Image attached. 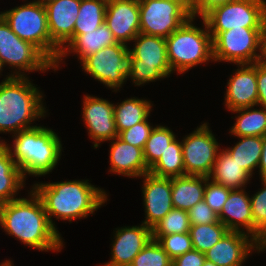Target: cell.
<instances>
[{
    "label": "cell",
    "mask_w": 266,
    "mask_h": 266,
    "mask_svg": "<svg viewBox=\"0 0 266 266\" xmlns=\"http://www.w3.org/2000/svg\"><path fill=\"white\" fill-rule=\"evenodd\" d=\"M29 198L0 205V226L10 236L39 251L60 252L64 246L59 230L50 223L41 198L33 189Z\"/></svg>",
    "instance_id": "cell-1"
},
{
    "label": "cell",
    "mask_w": 266,
    "mask_h": 266,
    "mask_svg": "<svg viewBox=\"0 0 266 266\" xmlns=\"http://www.w3.org/2000/svg\"><path fill=\"white\" fill-rule=\"evenodd\" d=\"M89 180H69L53 183H35L32 189L41 198L51 225L52 218L72 220L87 218L107 202L106 192Z\"/></svg>",
    "instance_id": "cell-2"
},
{
    "label": "cell",
    "mask_w": 266,
    "mask_h": 266,
    "mask_svg": "<svg viewBox=\"0 0 266 266\" xmlns=\"http://www.w3.org/2000/svg\"><path fill=\"white\" fill-rule=\"evenodd\" d=\"M43 95L28 77L8 74L0 83V133L15 134L37 126L30 124L47 113Z\"/></svg>",
    "instance_id": "cell-3"
},
{
    "label": "cell",
    "mask_w": 266,
    "mask_h": 266,
    "mask_svg": "<svg viewBox=\"0 0 266 266\" xmlns=\"http://www.w3.org/2000/svg\"><path fill=\"white\" fill-rule=\"evenodd\" d=\"M12 137V148L2 139L0 143L10 151L25 180L27 175L39 177L49 174L60 161L62 142L52 129L35 126L15 133Z\"/></svg>",
    "instance_id": "cell-4"
},
{
    "label": "cell",
    "mask_w": 266,
    "mask_h": 266,
    "mask_svg": "<svg viewBox=\"0 0 266 266\" xmlns=\"http://www.w3.org/2000/svg\"><path fill=\"white\" fill-rule=\"evenodd\" d=\"M194 20L195 17L191 16L166 38L167 58L172 72L182 74L198 64L214 61L208 26L203 18L205 28L194 26Z\"/></svg>",
    "instance_id": "cell-5"
},
{
    "label": "cell",
    "mask_w": 266,
    "mask_h": 266,
    "mask_svg": "<svg viewBox=\"0 0 266 266\" xmlns=\"http://www.w3.org/2000/svg\"><path fill=\"white\" fill-rule=\"evenodd\" d=\"M0 15L20 39L32 43L53 64L56 63L60 50L52 43L44 5L34 0L0 12Z\"/></svg>",
    "instance_id": "cell-6"
},
{
    "label": "cell",
    "mask_w": 266,
    "mask_h": 266,
    "mask_svg": "<svg viewBox=\"0 0 266 266\" xmlns=\"http://www.w3.org/2000/svg\"><path fill=\"white\" fill-rule=\"evenodd\" d=\"M129 47L133 55L132 70L129 78L134 85L140 86L170 76L171 67L167 58L166 39L139 33Z\"/></svg>",
    "instance_id": "cell-7"
},
{
    "label": "cell",
    "mask_w": 266,
    "mask_h": 266,
    "mask_svg": "<svg viewBox=\"0 0 266 266\" xmlns=\"http://www.w3.org/2000/svg\"><path fill=\"white\" fill-rule=\"evenodd\" d=\"M132 61L129 46L118 42L90 55L81 64L85 73L117 92L131 74Z\"/></svg>",
    "instance_id": "cell-8"
},
{
    "label": "cell",
    "mask_w": 266,
    "mask_h": 266,
    "mask_svg": "<svg viewBox=\"0 0 266 266\" xmlns=\"http://www.w3.org/2000/svg\"><path fill=\"white\" fill-rule=\"evenodd\" d=\"M0 61L3 67L8 65L9 69H15L10 74L15 77L27 76L25 71L46 72L48 69H54V64L32 43L20 39L1 15Z\"/></svg>",
    "instance_id": "cell-9"
},
{
    "label": "cell",
    "mask_w": 266,
    "mask_h": 266,
    "mask_svg": "<svg viewBox=\"0 0 266 266\" xmlns=\"http://www.w3.org/2000/svg\"><path fill=\"white\" fill-rule=\"evenodd\" d=\"M140 33L167 38L191 15L185 0H139Z\"/></svg>",
    "instance_id": "cell-10"
},
{
    "label": "cell",
    "mask_w": 266,
    "mask_h": 266,
    "mask_svg": "<svg viewBox=\"0 0 266 266\" xmlns=\"http://www.w3.org/2000/svg\"><path fill=\"white\" fill-rule=\"evenodd\" d=\"M215 62L253 64L259 55L260 28H232L210 33Z\"/></svg>",
    "instance_id": "cell-11"
},
{
    "label": "cell",
    "mask_w": 266,
    "mask_h": 266,
    "mask_svg": "<svg viewBox=\"0 0 266 266\" xmlns=\"http://www.w3.org/2000/svg\"><path fill=\"white\" fill-rule=\"evenodd\" d=\"M266 15V0H238L209 11L205 20L209 33H221L232 28H261Z\"/></svg>",
    "instance_id": "cell-12"
},
{
    "label": "cell",
    "mask_w": 266,
    "mask_h": 266,
    "mask_svg": "<svg viewBox=\"0 0 266 266\" xmlns=\"http://www.w3.org/2000/svg\"><path fill=\"white\" fill-rule=\"evenodd\" d=\"M185 175L209 177L220 145L205 122L181 141Z\"/></svg>",
    "instance_id": "cell-13"
},
{
    "label": "cell",
    "mask_w": 266,
    "mask_h": 266,
    "mask_svg": "<svg viewBox=\"0 0 266 266\" xmlns=\"http://www.w3.org/2000/svg\"><path fill=\"white\" fill-rule=\"evenodd\" d=\"M252 250L265 251L266 240L257 241L247 233L228 231L204 254L206 260L217 266H242Z\"/></svg>",
    "instance_id": "cell-14"
},
{
    "label": "cell",
    "mask_w": 266,
    "mask_h": 266,
    "mask_svg": "<svg viewBox=\"0 0 266 266\" xmlns=\"http://www.w3.org/2000/svg\"><path fill=\"white\" fill-rule=\"evenodd\" d=\"M82 117L88 134L93 139L94 148L101 142L118 137L115 126L114 103L106 99L84 95Z\"/></svg>",
    "instance_id": "cell-15"
},
{
    "label": "cell",
    "mask_w": 266,
    "mask_h": 266,
    "mask_svg": "<svg viewBox=\"0 0 266 266\" xmlns=\"http://www.w3.org/2000/svg\"><path fill=\"white\" fill-rule=\"evenodd\" d=\"M143 178V204L147 227L153 228L168 212L172 210V178L157 177L150 173Z\"/></svg>",
    "instance_id": "cell-16"
},
{
    "label": "cell",
    "mask_w": 266,
    "mask_h": 266,
    "mask_svg": "<svg viewBox=\"0 0 266 266\" xmlns=\"http://www.w3.org/2000/svg\"><path fill=\"white\" fill-rule=\"evenodd\" d=\"M104 22L117 42L128 45L140 33L139 0H108Z\"/></svg>",
    "instance_id": "cell-17"
},
{
    "label": "cell",
    "mask_w": 266,
    "mask_h": 266,
    "mask_svg": "<svg viewBox=\"0 0 266 266\" xmlns=\"http://www.w3.org/2000/svg\"><path fill=\"white\" fill-rule=\"evenodd\" d=\"M111 259L102 266H131L135 256L152 239V229L144 223L115 229Z\"/></svg>",
    "instance_id": "cell-18"
},
{
    "label": "cell",
    "mask_w": 266,
    "mask_h": 266,
    "mask_svg": "<svg viewBox=\"0 0 266 266\" xmlns=\"http://www.w3.org/2000/svg\"><path fill=\"white\" fill-rule=\"evenodd\" d=\"M238 69L227 82L225 107L229 111L257 106L258 90L256 62L237 64Z\"/></svg>",
    "instance_id": "cell-19"
},
{
    "label": "cell",
    "mask_w": 266,
    "mask_h": 266,
    "mask_svg": "<svg viewBox=\"0 0 266 266\" xmlns=\"http://www.w3.org/2000/svg\"><path fill=\"white\" fill-rule=\"evenodd\" d=\"M81 0H55L45 6L52 43L61 51L74 36Z\"/></svg>",
    "instance_id": "cell-20"
},
{
    "label": "cell",
    "mask_w": 266,
    "mask_h": 266,
    "mask_svg": "<svg viewBox=\"0 0 266 266\" xmlns=\"http://www.w3.org/2000/svg\"><path fill=\"white\" fill-rule=\"evenodd\" d=\"M110 169L108 172L127 177H141L149 173L143 149L125 143L119 137L111 140L109 149Z\"/></svg>",
    "instance_id": "cell-21"
},
{
    "label": "cell",
    "mask_w": 266,
    "mask_h": 266,
    "mask_svg": "<svg viewBox=\"0 0 266 266\" xmlns=\"http://www.w3.org/2000/svg\"><path fill=\"white\" fill-rule=\"evenodd\" d=\"M218 217L219 221L224 224L229 231H240L253 237V217L250 195L245 191V188L233 189L230 192Z\"/></svg>",
    "instance_id": "cell-22"
},
{
    "label": "cell",
    "mask_w": 266,
    "mask_h": 266,
    "mask_svg": "<svg viewBox=\"0 0 266 266\" xmlns=\"http://www.w3.org/2000/svg\"><path fill=\"white\" fill-rule=\"evenodd\" d=\"M117 43L118 42L114 38L113 33L105 22L94 31L86 32L81 35H74L67 45L60 51V55L54 64V71L58 69L59 65L64 60L63 58L70 53H75L81 63L84 59L95 54L102 48Z\"/></svg>",
    "instance_id": "cell-23"
},
{
    "label": "cell",
    "mask_w": 266,
    "mask_h": 266,
    "mask_svg": "<svg viewBox=\"0 0 266 266\" xmlns=\"http://www.w3.org/2000/svg\"><path fill=\"white\" fill-rule=\"evenodd\" d=\"M211 181L231 189H244L251 176L225 149L219 150L216 162L208 177Z\"/></svg>",
    "instance_id": "cell-24"
},
{
    "label": "cell",
    "mask_w": 266,
    "mask_h": 266,
    "mask_svg": "<svg viewBox=\"0 0 266 266\" xmlns=\"http://www.w3.org/2000/svg\"><path fill=\"white\" fill-rule=\"evenodd\" d=\"M208 177L184 175L172 177V203L176 209L188 211L204 198Z\"/></svg>",
    "instance_id": "cell-25"
},
{
    "label": "cell",
    "mask_w": 266,
    "mask_h": 266,
    "mask_svg": "<svg viewBox=\"0 0 266 266\" xmlns=\"http://www.w3.org/2000/svg\"><path fill=\"white\" fill-rule=\"evenodd\" d=\"M25 181L10 151L0 143V205L18 199L16 195L25 187Z\"/></svg>",
    "instance_id": "cell-26"
},
{
    "label": "cell",
    "mask_w": 266,
    "mask_h": 266,
    "mask_svg": "<svg viewBox=\"0 0 266 266\" xmlns=\"http://www.w3.org/2000/svg\"><path fill=\"white\" fill-rule=\"evenodd\" d=\"M150 100L132 97L120 104H114V117L117 133L129 129L133 125L144 121L152 111Z\"/></svg>",
    "instance_id": "cell-27"
},
{
    "label": "cell",
    "mask_w": 266,
    "mask_h": 266,
    "mask_svg": "<svg viewBox=\"0 0 266 266\" xmlns=\"http://www.w3.org/2000/svg\"><path fill=\"white\" fill-rule=\"evenodd\" d=\"M255 106L241 108L232 111L239 113L236 122L230 129V134L234 137L260 136L266 134V108L254 109Z\"/></svg>",
    "instance_id": "cell-28"
},
{
    "label": "cell",
    "mask_w": 266,
    "mask_h": 266,
    "mask_svg": "<svg viewBox=\"0 0 266 266\" xmlns=\"http://www.w3.org/2000/svg\"><path fill=\"white\" fill-rule=\"evenodd\" d=\"M239 142L233 147H227L225 150L234 157V160L243 168L251 177L254 169H257L262 153V137L245 136L238 137ZM257 167V168H256Z\"/></svg>",
    "instance_id": "cell-29"
},
{
    "label": "cell",
    "mask_w": 266,
    "mask_h": 266,
    "mask_svg": "<svg viewBox=\"0 0 266 266\" xmlns=\"http://www.w3.org/2000/svg\"><path fill=\"white\" fill-rule=\"evenodd\" d=\"M149 173L157 177L172 178L185 175L182 145L173 140L160 159L149 169Z\"/></svg>",
    "instance_id": "cell-30"
},
{
    "label": "cell",
    "mask_w": 266,
    "mask_h": 266,
    "mask_svg": "<svg viewBox=\"0 0 266 266\" xmlns=\"http://www.w3.org/2000/svg\"><path fill=\"white\" fill-rule=\"evenodd\" d=\"M108 0H81L74 35L94 31L105 21V11Z\"/></svg>",
    "instance_id": "cell-31"
},
{
    "label": "cell",
    "mask_w": 266,
    "mask_h": 266,
    "mask_svg": "<svg viewBox=\"0 0 266 266\" xmlns=\"http://www.w3.org/2000/svg\"><path fill=\"white\" fill-rule=\"evenodd\" d=\"M176 135L166 126L156 125L150 133L143 149L144 159L150 169L164 153Z\"/></svg>",
    "instance_id": "cell-32"
},
{
    "label": "cell",
    "mask_w": 266,
    "mask_h": 266,
    "mask_svg": "<svg viewBox=\"0 0 266 266\" xmlns=\"http://www.w3.org/2000/svg\"><path fill=\"white\" fill-rule=\"evenodd\" d=\"M229 230L220 221L211 224L191 225L190 236L193 249L205 253L215 245Z\"/></svg>",
    "instance_id": "cell-33"
},
{
    "label": "cell",
    "mask_w": 266,
    "mask_h": 266,
    "mask_svg": "<svg viewBox=\"0 0 266 266\" xmlns=\"http://www.w3.org/2000/svg\"><path fill=\"white\" fill-rule=\"evenodd\" d=\"M188 211L172 208L153 228L152 239L158 236L174 233H186L190 231Z\"/></svg>",
    "instance_id": "cell-34"
},
{
    "label": "cell",
    "mask_w": 266,
    "mask_h": 266,
    "mask_svg": "<svg viewBox=\"0 0 266 266\" xmlns=\"http://www.w3.org/2000/svg\"><path fill=\"white\" fill-rule=\"evenodd\" d=\"M263 187L250 197L253 217V238L266 240V179H261Z\"/></svg>",
    "instance_id": "cell-35"
},
{
    "label": "cell",
    "mask_w": 266,
    "mask_h": 266,
    "mask_svg": "<svg viewBox=\"0 0 266 266\" xmlns=\"http://www.w3.org/2000/svg\"><path fill=\"white\" fill-rule=\"evenodd\" d=\"M173 260L160 244L151 239L135 256L131 266H172Z\"/></svg>",
    "instance_id": "cell-36"
},
{
    "label": "cell",
    "mask_w": 266,
    "mask_h": 266,
    "mask_svg": "<svg viewBox=\"0 0 266 266\" xmlns=\"http://www.w3.org/2000/svg\"><path fill=\"white\" fill-rule=\"evenodd\" d=\"M155 240L172 260L193 249L189 232L158 236Z\"/></svg>",
    "instance_id": "cell-37"
},
{
    "label": "cell",
    "mask_w": 266,
    "mask_h": 266,
    "mask_svg": "<svg viewBox=\"0 0 266 266\" xmlns=\"http://www.w3.org/2000/svg\"><path fill=\"white\" fill-rule=\"evenodd\" d=\"M232 190L233 189L219 185L208 178L206 180L203 200L219 215Z\"/></svg>",
    "instance_id": "cell-38"
},
{
    "label": "cell",
    "mask_w": 266,
    "mask_h": 266,
    "mask_svg": "<svg viewBox=\"0 0 266 266\" xmlns=\"http://www.w3.org/2000/svg\"><path fill=\"white\" fill-rule=\"evenodd\" d=\"M148 118L149 116L144 121L133 125L129 129L121 131L118 134V137L125 143L144 149L146 141L154 128L153 125L151 126V123L148 122Z\"/></svg>",
    "instance_id": "cell-39"
},
{
    "label": "cell",
    "mask_w": 266,
    "mask_h": 266,
    "mask_svg": "<svg viewBox=\"0 0 266 266\" xmlns=\"http://www.w3.org/2000/svg\"><path fill=\"white\" fill-rule=\"evenodd\" d=\"M191 225L211 224L219 222L216 214L208 204L202 200L188 210Z\"/></svg>",
    "instance_id": "cell-40"
},
{
    "label": "cell",
    "mask_w": 266,
    "mask_h": 266,
    "mask_svg": "<svg viewBox=\"0 0 266 266\" xmlns=\"http://www.w3.org/2000/svg\"><path fill=\"white\" fill-rule=\"evenodd\" d=\"M238 0H197L192 6H191V15L193 17H201V19L213 8L234 2Z\"/></svg>",
    "instance_id": "cell-41"
},
{
    "label": "cell",
    "mask_w": 266,
    "mask_h": 266,
    "mask_svg": "<svg viewBox=\"0 0 266 266\" xmlns=\"http://www.w3.org/2000/svg\"><path fill=\"white\" fill-rule=\"evenodd\" d=\"M205 254L192 249L185 254L175 258L172 266H203L205 262Z\"/></svg>",
    "instance_id": "cell-42"
},
{
    "label": "cell",
    "mask_w": 266,
    "mask_h": 266,
    "mask_svg": "<svg viewBox=\"0 0 266 266\" xmlns=\"http://www.w3.org/2000/svg\"><path fill=\"white\" fill-rule=\"evenodd\" d=\"M258 99L257 106L266 108V66L256 62Z\"/></svg>",
    "instance_id": "cell-43"
},
{
    "label": "cell",
    "mask_w": 266,
    "mask_h": 266,
    "mask_svg": "<svg viewBox=\"0 0 266 266\" xmlns=\"http://www.w3.org/2000/svg\"><path fill=\"white\" fill-rule=\"evenodd\" d=\"M257 62L266 66V15L260 28L259 55Z\"/></svg>",
    "instance_id": "cell-44"
},
{
    "label": "cell",
    "mask_w": 266,
    "mask_h": 266,
    "mask_svg": "<svg viewBox=\"0 0 266 266\" xmlns=\"http://www.w3.org/2000/svg\"><path fill=\"white\" fill-rule=\"evenodd\" d=\"M258 168L260 178L266 179V134L262 136V153Z\"/></svg>",
    "instance_id": "cell-45"
},
{
    "label": "cell",
    "mask_w": 266,
    "mask_h": 266,
    "mask_svg": "<svg viewBox=\"0 0 266 266\" xmlns=\"http://www.w3.org/2000/svg\"><path fill=\"white\" fill-rule=\"evenodd\" d=\"M0 266H14V264L11 260H4V262H2Z\"/></svg>",
    "instance_id": "cell-46"
},
{
    "label": "cell",
    "mask_w": 266,
    "mask_h": 266,
    "mask_svg": "<svg viewBox=\"0 0 266 266\" xmlns=\"http://www.w3.org/2000/svg\"><path fill=\"white\" fill-rule=\"evenodd\" d=\"M35 1H37L38 3L42 5H46L47 3L55 1V0H35Z\"/></svg>",
    "instance_id": "cell-47"
},
{
    "label": "cell",
    "mask_w": 266,
    "mask_h": 266,
    "mask_svg": "<svg viewBox=\"0 0 266 266\" xmlns=\"http://www.w3.org/2000/svg\"><path fill=\"white\" fill-rule=\"evenodd\" d=\"M203 266H217L216 264H214L213 262L211 261H208V260H205Z\"/></svg>",
    "instance_id": "cell-48"
},
{
    "label": "cell",
    "mask_w": 266,
    "mask_h": 266,
    "mask_svg": "<svg viewBox=\"0 0 266 266\" xmlns=\"http://www.w3.org/2000/svg\"><path fill=\"white\" fill-rule=\"evenodd\" d=\"M190 6H192L197 0H185Z\"/></svg>",
    "instance_id": "cell-49"
},
{
    "label": "cell",
    "mask_w": 266,
    "mask_h": 266,
    "mask_svg": "<svg viewBox=\"0 0 266 266\" xmlns=\"http://www.w3.org/2000/svg\"><path fill=\"white\" fill-rule=\"evenodd\" d=\"M1 71H3V65H2V63L0 61V75H3V74H1L2 73Z\"/></svg>",
    "instance_id": "cell-50"
}]
</instances>
